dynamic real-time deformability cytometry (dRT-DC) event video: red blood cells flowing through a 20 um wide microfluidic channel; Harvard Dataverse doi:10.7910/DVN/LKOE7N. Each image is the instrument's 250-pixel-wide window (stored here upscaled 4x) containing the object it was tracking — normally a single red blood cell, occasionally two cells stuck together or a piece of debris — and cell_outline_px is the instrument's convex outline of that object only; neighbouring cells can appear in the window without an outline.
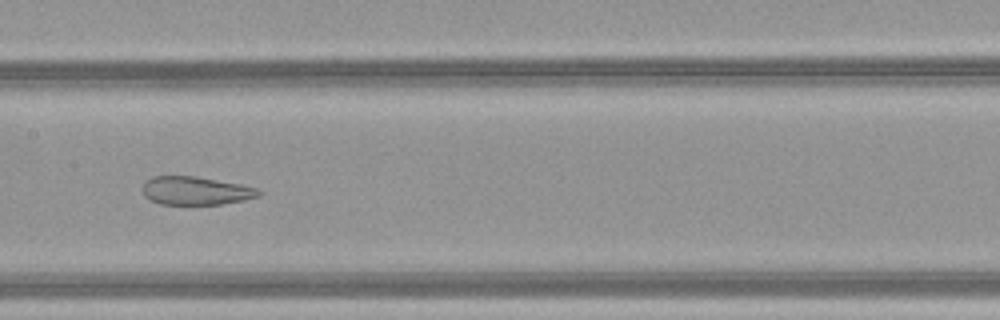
{"species": "common noctule bat (a hibernating species)", "species_latin": "Nyctalus noctula", "temperature_condition": "warm", "stored_images_in_passage": 51, "camera_frame_rate_fps": 3000, "um_per_image_px": 0.085, "animal": {"sex": "female", "body_mass_g": 21.9}, "frame": {"image": 1, "passage_image": 27, "time_ms": 8.667, "image_size_px": [1000, 320], "cell_outline_px": [[264, 192], [260, 196], [244, 200], [220, 204], [160, 204], [144, 196], [144, 184], [152, 176], [196, 176], [240, 184], [260, 188]], "centroid_in_image_um": [16.71, 16.21], "position_along_channel_um": 190.7, "area_um2": 19.13}}
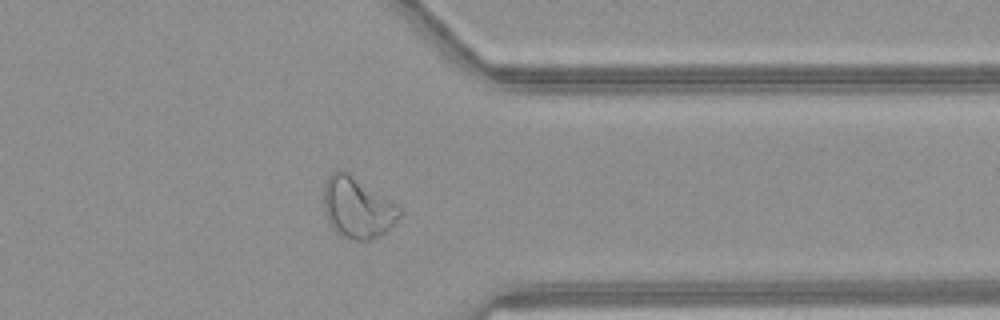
{"frame": {"image": 2, "passage_image": 41, "time_ms": 13.333, "image_size_px": [1000, 320], "cell_outline_px": [[400, 216], [384, 232], [368, 240], [356, 240], [344, 236], [336, 232], [332, 228], [324, 212], [324, 184], [328, 176], [332, 172], [340, 168], [348, 172], [396, 204], [400, 208]], "centroid_in_image_um": [30.33, 17.62], "position_along_channel_um": 381.1, "area_um2": 26.47}}
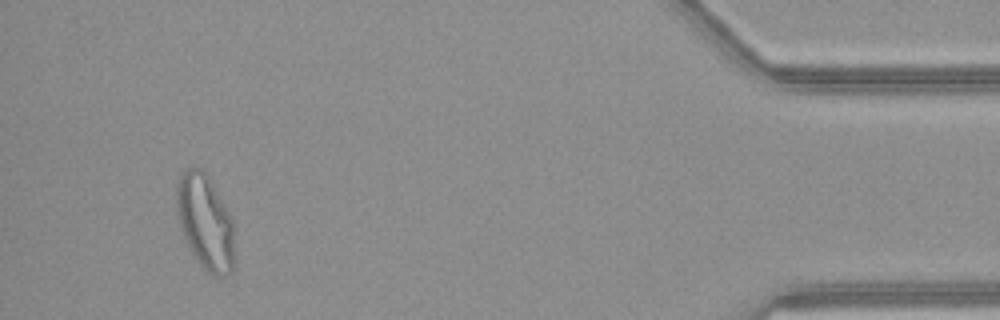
{"frame": {"image": 3, "passage_image": 48, "time_ms": 15.667, "image_size_px": [1000, 320], "cell_outline_px": [[232, 272], [224, 276], [216, 276], [208, 272], [200, 264], [192, 252], [184, 236], [176, 212], [176, 180], [180, 172], [188, 168], [200, 168], [208, 176], [228, 212], [232, 220]], "centroid_in_image_um": [17.39, 18.82], "position_along_channel_um": 417.8, "area_um2": 31.39}, "authors_computed_cell_mechanics": {"area_um2": 29.3624, "velocity_mm_per_s": 4.1816, "shape_relaxation_time_tau1_ms": null, "shape_relaxation_time_tau2_ms": 1.1875, "deformation_change_tau1": null, "deformation_change_tau2": 0.0934}}